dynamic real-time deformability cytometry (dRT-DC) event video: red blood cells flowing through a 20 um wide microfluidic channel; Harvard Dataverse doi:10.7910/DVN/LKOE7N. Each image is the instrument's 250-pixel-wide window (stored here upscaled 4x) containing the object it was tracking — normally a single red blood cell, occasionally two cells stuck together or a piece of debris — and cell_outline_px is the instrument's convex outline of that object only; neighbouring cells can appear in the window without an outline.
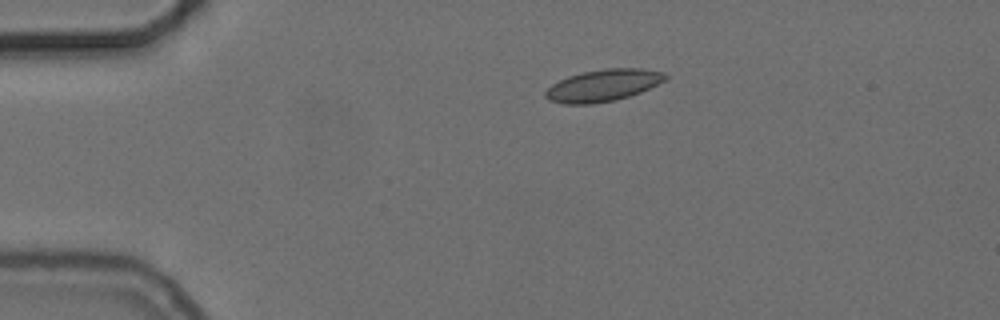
{"species": "common noctule bat (a hibernating species)", "species_latin": "Nyctalus noctula", "temperature_condition": "cold", "stored_images_in_passage": 38, "camera_frame_rate_fps": 3000, "um_per_image_px": 0.085, "animal": {"sex": "female", "body_mass_g": 24.6, "forearm_length_mm": 56.2}, "frame": {"image": 1, "passage_image": 1, "time_ms": 0.0, "image_size_px": [1000, 320], "cell_outline_px": [[668, 76], [664, 80], [640, 92], [616, 100], [592, 104], [564, 104], [548, 100], [544, 96], [544, 92], [552, 84], [568, 76], [584, 72], [604, 68], [640, 68], [664, 72]], "centroid_in_image_um": [51.23, 7.26], "position_along_channel_um": 33.8, "area_um2": 22.2}}
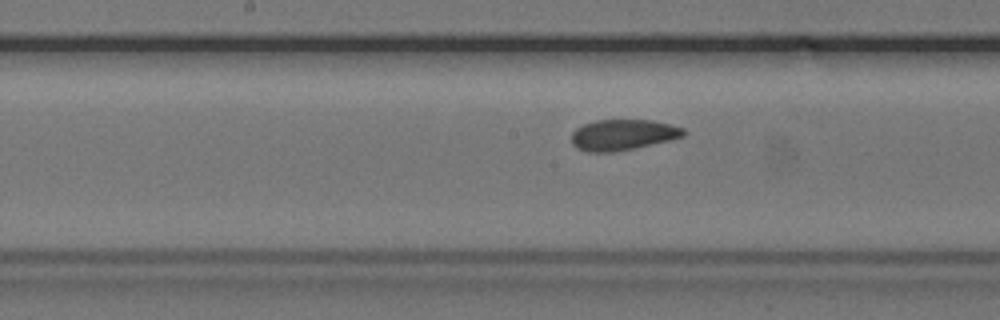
{"frame": {"image": 2, "passage_image": 18, "time_ms": 5.667, "image_size_px": [1000, 320], "cell_outline_px": [[688, 132], [684, 136], [672, 140], [616, 152], [588, 152], [576, 148], [572, 144], [572, 132], [576, 128], [584, 124], [596, 120], [652, 120], [672, 124], [684, 128]], "centroid_in_image_um": [52.98, 11.46], "position_along_channel_um": 195.2, "area_um2": 20.4}}
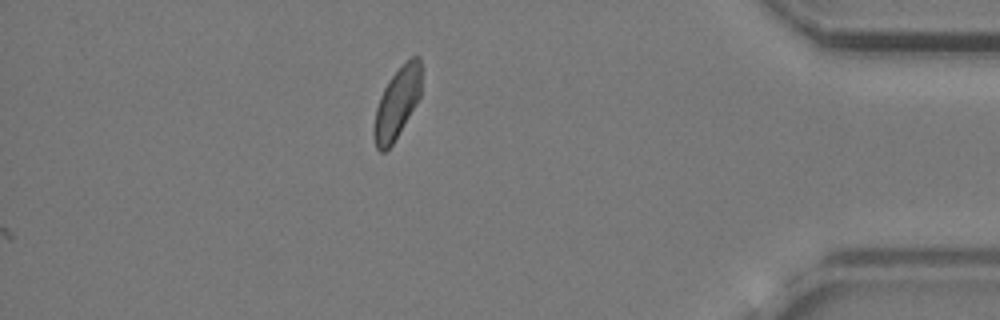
{"frame": {"image": 3, "passage_image": 38, "time_ms": 12.333, "image_size_px": [1000, 320], "cell_outline_px": [[420, 96], [392, 144], [384, 152], [380, 152], [376, 148], [372, 136], [372, 132], [376, 108], [380, 96], [388, 80], [412, 56], [420, 56]], "centroid_in_image_um": [33.7, 8.8], "position_along_channel_um": 401.5, "area_um2": 19.13}, "authors_computed_cell_mechanics": {"area_um2": 20.6346, "velocity_mm_per_s": 3.6895, "shape_relaxation_time_tau1_ms": null, "shape_relaxation_time_tau2_ms": 1.8856, "deformation_change_tau1": null, "deformation_change_tau2": 0.0538}}